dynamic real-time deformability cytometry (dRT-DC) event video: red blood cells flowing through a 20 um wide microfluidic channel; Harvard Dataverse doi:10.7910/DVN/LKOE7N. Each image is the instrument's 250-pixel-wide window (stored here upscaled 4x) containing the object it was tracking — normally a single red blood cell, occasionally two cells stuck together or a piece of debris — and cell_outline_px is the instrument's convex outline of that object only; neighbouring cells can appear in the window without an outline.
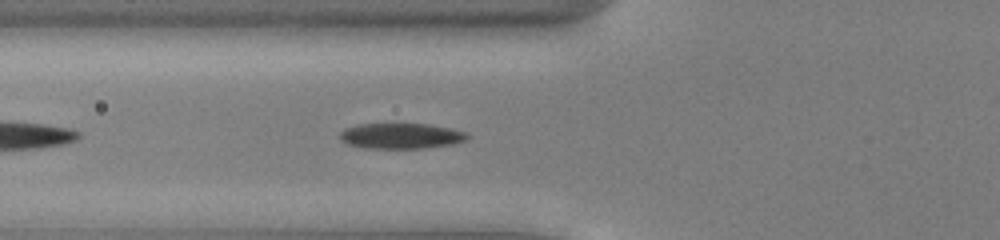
{"species": "common noctule bat (a hibernating species)", "species_latin": "Nyctalus noctula", "temperature_condition": "cold", "stored_images_in_passage": 19, "camera_frame_rate_fps": 3000, "um_per_image_px": 0.085, "animal": {"sex": "male", "body_mass_g": 13.0, "forearm_length_mm": 53.1}, "frame": {"image": 1, "passage_image": 6, "time_ms": 1.667, "image_size_px": [1000, 240], "cell_outline_px": [[468, 136], [464, 140], [452, 144], [424, 148], [364, 148], [348, 144], [340, 140], [340, 132], [344, 128], [360, 124], [428, 124], [448, 128], [464, 132]], "centroid_in_image_um": [34.02, 11.55], "position_along_channel_um": 91.8, "area_um2": 18.73}}
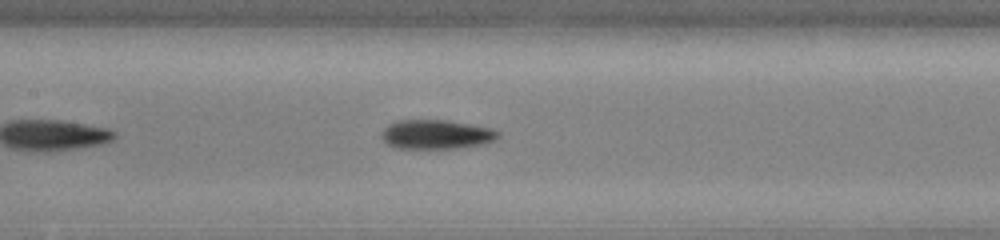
{"frame": {"image": 2, "passage_image": 12, "time_ms": 3.667, "image_size_px": [1000, 240], "cell_outline_px": [[500, 136], [496, 140], [484, 144], [456, 148], [392, 148], [380, 136], [380, 132], [388, 124], [396, 120], [444, 120], [468, 124], [488, 128], [500, 132]], "centroid_in_image_um": [37.04, 11.43], "position_along_channel_um": 170.4, "area_um2": 19.88}}
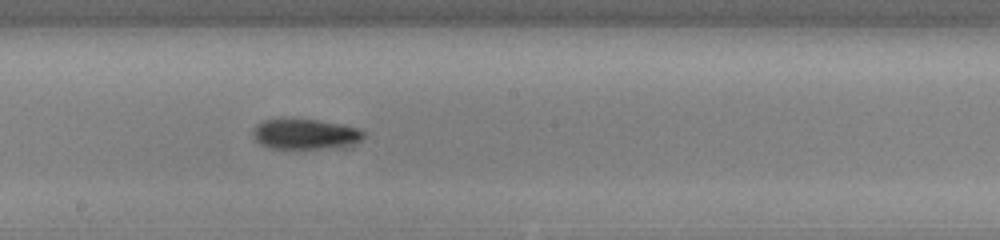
{"frame": {"image": 3, "passage_image": 16, "time_ms": 5.0, "image_size_px": [1000, 240], "cell_outline_px": [[368, 132], [360, 140], [348, 144], [324, 148], [268, 148], [260, 144], [256, 140], [252, 132], [256, 124], [264, 120], [316, 120], [344, 124], [360, 128]], "centroid_in_image_um": [25.95, 11.39], "position_along_channel_um": 222.2, "area_um2": 19.25}}